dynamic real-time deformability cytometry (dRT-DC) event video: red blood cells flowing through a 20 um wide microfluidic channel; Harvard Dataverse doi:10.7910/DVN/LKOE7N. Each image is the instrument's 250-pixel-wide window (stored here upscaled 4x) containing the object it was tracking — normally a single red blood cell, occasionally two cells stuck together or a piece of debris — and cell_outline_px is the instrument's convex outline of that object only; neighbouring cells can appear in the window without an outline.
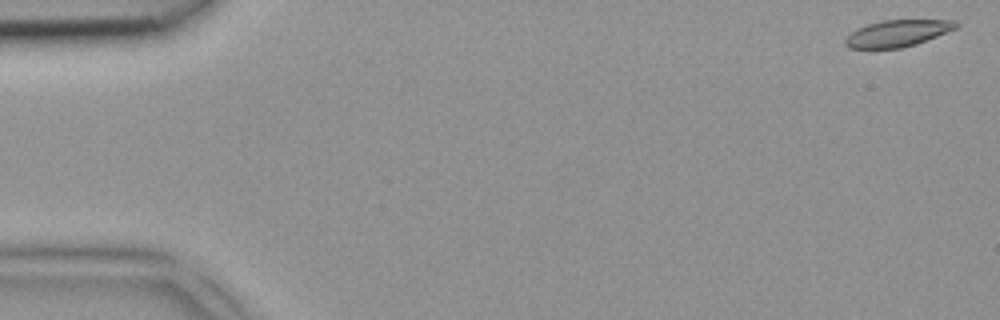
{"species": "common noctule bat (a hibernating species)", "species_latin": "Nyctalus noctula", "temperature_condition": "room temperature", "stored_images_in_passage": 6, "camera_frame_rate_fps": 3000, "um_per_image_px": 0.085, "animal": {"sex": "female", "body_mass_g": 18.4}, "frame": {"image": 1, "passage_image": 1, "time_ms": 0.0, "image_size_px": [1000, 320], "cell_outline_px": [[960, 24], [956, 28], [916, 44], [900, 48], [848, 48], [844, 44], [844, 40], [856, 28], [868, 24], [884, 20], [956, 20]], "centroid_in_image_um": [76.28, 2.83], "position_along_channel_um": 8.7, "area_um2": 17.05}}
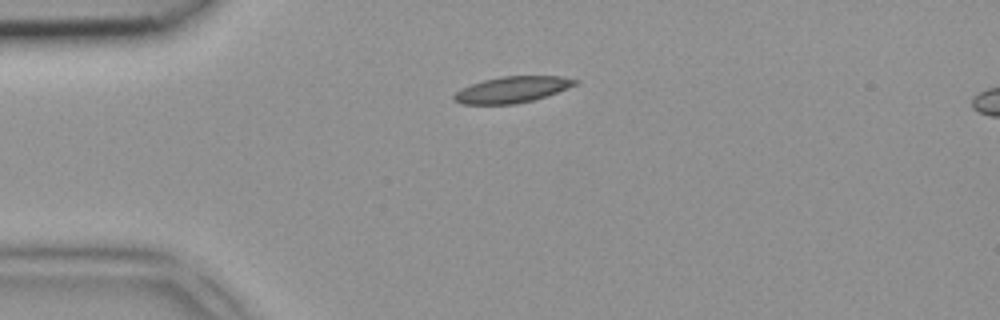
{"frame": {"image": 2, "passage_image": 4, "time_ms": 1.0, "image_size_px": [1000, 320], "cell_outline_px": [[580, 80], [576, 84], [568, 88], [532, 100], [516, 104], [460, 104], [452, 100], [452, 96], [460, 88], [484, 80], [500, 76], [560, 76]], "centroid_in_image_um": [43.48, 7.61], "position_along_channel_um": 41.5, "area_um2": 18.44}}